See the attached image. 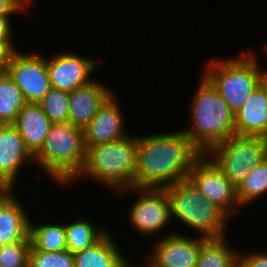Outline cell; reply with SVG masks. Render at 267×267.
Masks as SVG:
<instances>
[{
	"instance_id": "obj_1",
	"label": "cell",
	"mask_w": 267,
	"mask_h": 267,
	"mask_svg": "<svg viewBox=\"0 0 267 267\" xmlns=\"http://www.w3.org/2000/svg\"><path fill=\"white\" fill-rule=\"evenodd\" d=\"M202 155L182 129L139 134L133 187L164 188L188 179Z\"/></svg>"
},
{
	"instance_id": "obj_2",
	"label": "cell",
	"mask_w": 267,
	"mask_h": 267,
	"mask_svg": "<svg viewBox=\"0 0 267 267\" xmlns=\"http://www.w3.org/2000/svg\"><path fill=\"white\" fill-rule=\"evenodd\" d=\"M190 103V126L181 128L193 145L205 155L217 144L235 135V114L227 101L199 75Z\"/></svg>"
},
{
	"instance_id": "obj_3",
	"label": "cell",
	"mask_w": 267,
	"mask_h": 267,
	"mask_svg": "<svg viewBox=\"0 0 267 267\" xmlns=\"http://www.w3.org/2000/svg\"><path fill=\"white\" fill-rule=\"evenodd\" d=\"M138 150V135L103 144L86 150V162L79 175L70 183L91 179L107 189L122 191L133 187Z\"/></svg>"
},
{
	"instance_id": "obj_4",
	"label": "cell",
	"mask_w": 267,
	"mask_h": 267,
	"mask_svg": "<svg viewBox=\"0 0 267 267\" xmlns=\"http://www.w3.org/2000/svg\"><path fill=\"white\" fill-rule=\"evenodd\" d=\"M86 162L83 129L70 123H52L34 163L57 186H70Z\"/></svg>"
},
{
	"instance_id": "obj_5",
	"label": "cell",
	"mask_w": 267,
	"mask_h": 267,
	"mask_svg": "<svg viewBox=\"0 0 267 267\" xmlns=\"http://www.w3.org/2000/svg\"><path fill=\"white\" fill-rule=\"evenodd\" d=\"M171 209L172 221L178 220L187 230L204 238H221L227 235L231 218L210 202L189 179L164 187Z\"/></svg>"
},
{
	"instance_id": "obj_6",
	"label": "cell",
	"mask_w": 267,
	"mask_h": 267,
	"mask_svg": "<svg viewBox=\"0 0 267 267\" xmlns=\"http://www.w3.org/2000/svg\"><path fill=\"white\" fill-rule=\"evenodd\" d=\"M247 51L227 59L210 58L202 73L227 101L234 114L243 108L251 93L259 86V60L252 51Z\"/></svg>"
},
{
	"instance_id": "obj_7",
	"label": "cell",
	"mask_w": 267,
	"mask_h": 267,
	"mask_svg": "<svg viewBox=\"0 0 267 267\" xmlns=\"http://www.w3.org/2000/svg\"><path fill=\"white\" fill-rule=\"evenodd\" d=\"M237 188L267 158V139L234 135L205 154Z\"/></svg>"
},
{
	"instance_id": "obj_8",
	"label": "cell",
	"mask_w": 267,
	"mask_h": 267,
	"mask_svg": "<svg viewBox=\"0 0 267 267\" xmlns=\"http://www.w3.org/2000/svg\"><path fill=\"white\" fill-rule=\"evenodd\" d=\"M136 193L137 199L133 201L128 210V221L133 230L139 235L156 238L163 237L161 231L171 224V209L168 195L164 188H136L132 187L117 193ZM149 235V236H148Z\"/></svg>"
},
{
	"instance_id": "obj_9",
	"label": "cell",
	"mask_w": 267,
	"mask_h": 267,
	"mask_svg": "<svg viewBox=\"0 0 267 267\" xmlns=\"http://www.w3.org/2000/svg\"><path fill=\"white\" fill-rule=\"evenodd\" d=\"M188 179L210 202L217 205L230 218L236 215L241 216L236 187L206 155H202L193 164Z\"/></svg>"
},
{
	"instance_id": "obj_10",
	"label": "cell",
	"mask_w": 267,
	"mask_h": 267,
	"mask_svg": "<svg viewBox=\"0 0 267 267\" xmlns=\"http://www.w3.org/2000/svg\"><path fill=\"white\" fill-rule=\"evenodd\" d=\"M7 74L21 89L26 103H39L52 88L46 56L41 52L33 50L26 53L18 49L11 59Z\"/></svg>"
},
{
	"instance_id": "obj_11",
	"label": "cell",
	"mask_w": 267,
	"mask_h": 267,
	"mask_svg": "<svg viewBox=\"0 0 267 267\" xmlns=\"http://www.w3.org/2000/svg\"><path fill=\"white\" fill-rule=\"evenodd\" d=\"M167 232H163V237L155 239L147 260L143 262L150 267H196L201 244L207 238L168 229Z\"/></svg>"
},
{
	"instance_id": "obj_12",
	"label": "cell",
	"mask_w": 267,
	"mask_h": 267,
	"mask_svg": "<svg viewBox=\"0 0 267 267\" xmlns=\"http://www.w3.org/2000/svg\"><path fill=\"white\" fill-rule=\"evenodd\" d=\"M97 64H99L97 59L93 57L66 50L56 53L55 56L46 57L51 87L65 92H72L93 81Z\"/></svg>"
},
{
	"instance_id": "obj_13",
	"label": "cell",
	"mask_w": 267,
	"mask_h": 267,
	"mask_svg": "<svg viewBox=\"0 0 267 267\" xmlns=\"http://www.w3.org/2000/svg\"><path fill=\"white\" fill-rule=\"evenodd\" d=\"M116 95L114 93L83 128L86 150L92 145L114 142L130 134L126 132L125 116Z\"/></svg>"
},
{
	"instance_id": "obj_14",
	"label": "cell",
	"mask_w": 267,
	"mask_h": 267,
	"mask_svg": "<svg viewBox=\"0 0 267 267\" xmlns=\"http://www.w3.org/2000/svg\"><path fill=\"white\" fill-rule=\"evenodd\" d=\"M34 163V156L13 124H0V184L16 187L23 165Z\"/></svg>"
},
{
	"instance_id": "obj_15",
	"label": "cell",
	"mask_w": 267,
	"mask_h": 267,
	"mask_svg": "<svg viewBox=\"0 0 267 267\" xmlns=\"http://www.w3.org/2000/svg\"><path fill=\"white\" fill-rule=\"evenodd\" d=\"M114 93L96 78L69 92V123L83 129Z\"/></svg>"
},
{
	"instance_id": "obj_16",
	"label": "cell",
	"mask_w": 267,
	"mask_h": 267,
	"mask_svg": "<svg viewBox=\"0 0 267 267\" xmlns=\"http://www.w3.org/2000/svg\"><path fill=\"white\" fill-rule=\"evenodd\" d=\"M13 125L19 131L26 148L35 156L44 145L52 122L39 103H26Z\"/></svg>"
},
{
	"instance_id": "obj_17",
	"label": "cell",
	"mask_w": 267,
	"mask_h": 267,
	"mask_svg": "<svg viewBox=\"0 0 267 267\" xmlns=\"http://www.w3.org/2000/svg\"><path fill=\"white\" fill-rule=\"evenodd\" d=\"M235 135L267 139V94L260 86L235 113Z\"/></svg>"
},
{
	"instance_id": "obj_18",
	"label": "cell",
	"mask_w": 267,
	"mask_h": 267,
	"mask_svg": "<svg viewBox=\"0 0 267 267\" xmlns=\"http://www.w3.org/2000/svg\"><path fill=\"white\" fill-rule=\"evenodd\" d=\"M108 231L92 247L73 254L74 267H124L130 259Z\"/></svg>"
},
{
	"instance_id": "obj_19",
	"label": "cell",
	"mask_w": 267,
	"mask_h": 267,
	"mask_svg": "<svg viewBox=\"0 0 267 267\" xmlns=\"http://www.w3.org/2000/svg\"><path fill=\"white\" fill-rule=\"evenodd\" d=\"M19 199L14 195L0 210V246L11 245L29 237L30 216Z\"/></svg>"
},
{
	"instance_id": "obj_20",
	"label": "cell",
	"mask_w": 267,
	"mask_h": 267,
	"mask_svg": "<svg viewBox=\"0 0 267 267\" xmlns=\"http://www.w3.org/2000/svg\"><path fill=\"white\" fill-rule=\"evenodd\" d=\"M106 226H97L92 219L80 218L75 219L65 225L66 232V247L71 253L92 247L97 243L107 232Z\"/></svg>"
},
{
	"instance_id": "obj_21",
	"label": "cell",
	"mask_w": 267,
	"mask_h": 267,
	"mask_svg": "<svg viewBox=\"0 0 267 267\" xmlns=\"http://www.w3.org/2000/svg\"><path fill=\"white\" fill-rule=\"evenodd\" d=\"M227 237L207 238L201 244L196 267H235L238 264V250L228 243Z\"/></svg>"
},
{
	"instance_id": "obj_22",
	"label": "cell",
	"mask_w": 267,
	"mask_h": 267,
	"mask_svg": "<svg viewBox=\"0 0 267 267\" xmlns=\"http://www.w3.org/2000/svg\"><path fill=\"white\" fill-rule=\"evenodd\" d=\"M30 219L29 237L31 245L39 251L57 252L67 250L65 224L49 221L34 225Z\"/></svg>"
},
{
	"instance_id": "obj_23",
	"label": "cell",
	"mask_w": 267,
	"mask_h": 267,
	"mask_svg": "<svg viewBox=\"0 0 267 267\" xmlns=\"http://www.w3.org/2000/svg\"><path fill=\"white\" fill-rule=\"evenodd\" d=\"M25 104L21 89L8 74L0 75V124H13Z\"/></svg>"
},
{
	"instance_id": "obj_24",
	"label": "cell",
	"mask_w": 267,
	"mask_h": 267,
	"mask_svg": "<svg viewBox=\"0 0 267 267\" xmlns=\"http://www.w3.org/2000/svg\"><path fill=\"white\" fill-rule=\"evenodd\" d=\"M267 194V158L252 169L248 176L236 188L240 207L249 206L260 197Z\"/></svg>"
},
{
	"instance_id": "obj_25",
	"label": "cell",
	"mask_w": 267,
	"mask_h": 267,
	"mask_svg": "<svg viewBox=\"0 0 267 267\" xmlns=\"http://www.w3.org/2000/svg\"><path fill=\"white\" fill-rule=\"evenodd\" d=\"M39 104L52 123H69V92L51 88Z\"/></svg>"
},
{
	"instance_id": "obj_26",
	"label": "cell",
	"mask_w": 267,
	"mask_h": 267,
	"mask_svg": "<svg viewBox=\"0 0 267 267\" xmlns=\"http://www.w3.org/2000/svg\"><path fill=\"white\" fill-rule=\"evenodd\" d=\"M31 240L0 246V267H29Z\"/></svg>"
},
{
	"instance_id": "obj_27",
	"label": "cell",
	"mask_w": 267,
	"mask_h": 267,
	"mask_svg": "<svg viewBox=\"0 0 267 267\" xmlns=\"http://www.w3.org/2000/svg\"><path fill=\"white\" fill-rule=\"evenodd\" d=\"M29 267H74L73 253L68 250L44 252L31 245Z\"/></svg>"
},
{
	"instance_id": "obj_28",
	"label": "cell",
	"mask_w": 267,
	"mask_h": 267,
	"mask_svg": "<svg viewBox=\"0 0 267 267\" xmlns=\"http://www.w3.org/2000/svg\"><path fill=\"white\" fill-rule=\"evenodd\" d=\"M238 263L242 267H267V250L252 251L249 253L238 252Z\"/></svg>"
},
{
	"instance_id": "obj_29",
	"label": "cell",
	"mask_w": 267,
	"mask_h": 267,
	"mask_svg": "<svg viewBox=\"0 0 267 267\" xmlns=\"http://www.w3.org/2000/svg\"><path fill=\"white\" fill-rule=\"evenodd\" d=\"M17 50L14 43H0V75L7 74L11 59Z\"/></svg>"
},
{
	"instance_id": "obj_30",
	"label": "cell",
	"mask_w": 267,
	"mask_h": 267,
	"mask_svg": "<svg viewBox=\"0 0 267 267\" xmlns=\"http://www.w3.org/2000/svg\"><path fill=\"white\" fill-rule=\"evenodd\" d=\"M12 17H0V43H15Z\"/></svg>"
},
{
	"instance_id": "obj_31",
	"label": "cell",
	"mask_w": 267,
	"mask_h": 267,
	"mask_svg": "<svg viewBox=\"0 0 267 267\" xmlns=\"http://www.w3.org/2000/svg\"><path fill=\"white\" fill-rule=\"evenodd\" d=\"M20 12L26 13L15 0H0V17H14Z\"/></svg>"
},
{
	"instance_id": "obj_32",
	"label": "cell",
	"mask_w": 267,
	"mask_h": 267,
	"mask_svg": "<svg viewBox=\"0 0 267 267\" xmlns=\"http://www.w3.org/2000/svg\"><path fill=\"white\" fill-rule=\"evenodd\" d=\"M14 186L0 184V210L16 194Z\"/></svg>"
},
{
	"instance_id": "obj_33",
	"label": "cell",
	"mask_w": 267,
	"mask_h": 267,
	"mask_svg": "<svg viewBox=\"0 0 267 267\" xmlns=\"http://www.w3.org/2000/svg\"><path fill=\"white\" fill-rule=\"evenodd\" d=\"M258 76H259V86L267 94V68L261 66L259 67L258 62Z\"/></svg>"
},
{
	"instance_id": "obj_34",
	"label": "cell",
	"mask_w": 267,
	"mask_h": 267,
	"mask_svg": "<svg viewBox=\"0 0 267 267\" xmlns=\"http://www.w3.org/2000/svg\"><path fill=\"white\" fill-rule=\"evenodd\" d=\"M26 12L33 5L34 0H15ZM30 5V6H29Z\"/></svg>"
},
{
	"instance_id": "obj_35",
	"label": "cell",
	"mask_w": 267,
	"mask_h": 267,
	"mask_svg": "<svg viewBox=\"0 0 267 267\" xmlns=\"http://www.w3.org/2000/svg\"><path fill=\"white\" fill-rule=\"evenodd\" d=\"M131 261H129L124 267H149V265L145 262L142 264H140L141 266L136 265V264H133V263H130Z\"/></svg>"
},
{
	"instance_id": "obj_36",
	"label": "cell",
	"mask_w": 267,
	"mask_h": 267,
	"mask_svg": "<svg viewBox=\"0 0 267 267\" xmlns=\"http://www.w3.org/2000/svg\"><path fill=\"white\" fill-rule=\"evenodd\" d=\"M265 45H262V48L264 49V50H262L263 51V54H264V56L266 55V57H267V43L265 42L264 43ZM264 46V47H263ZM265 52V53H264ZM267 59V58H266Z\"/></svg>"
},
{
	"instance_id": "obj_37",
	"label": "cell",
	"mask_w": 267,
	"mask_h": 267,
	"mask_svg": "<svg viewBox=\"0 0 267 267\" xmlns=\"http://www.w3.org/2000/svg\"><path fill=\"white\" fill-rule=\"evenodd\" d=\"M235 267H242L239 263Z\"/></svg>"
}]
</instances>
